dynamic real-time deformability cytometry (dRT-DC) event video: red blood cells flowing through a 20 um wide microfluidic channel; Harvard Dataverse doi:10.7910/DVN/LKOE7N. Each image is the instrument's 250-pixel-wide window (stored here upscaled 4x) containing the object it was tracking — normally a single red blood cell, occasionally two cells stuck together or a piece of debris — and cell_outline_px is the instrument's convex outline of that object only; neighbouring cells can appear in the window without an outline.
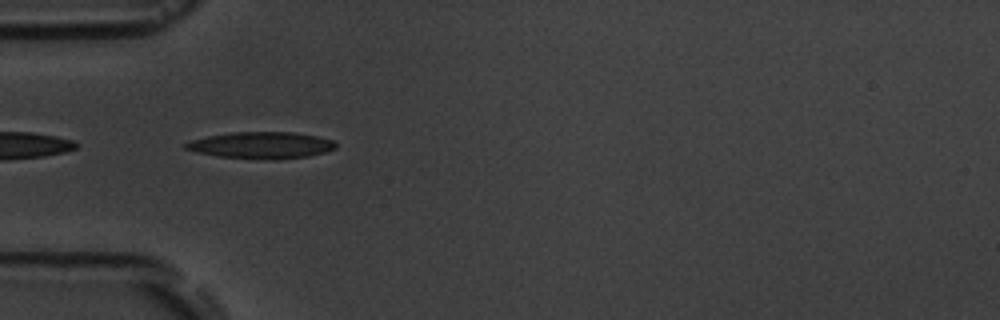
{"species": "common noctule bat (a hibernating species)", "species_latin": "Nyctalus noctula", "temperature_condition": "room temperature", "stored_images_in_passage": 10, "camera_frame_rate_fps": 3000, "um_per_image_px": 0.085, "animal": {"sex": "male", "body_mass_g": 19.5, "forearm_length_mm": 54.6}, "frame": {"image": 1, "passage_image": 5, "time_ms": 4.667, "image_size_px": [1000, 320], "cell_outline_px": [[336, 148], [324, 152], [308, 156], [276, 160], [272, 160], [216, 156], [196, 152], [184, 148], [184, 144], [188, 140], [208, 136], [232, 132], [292, 132], [316, 136], [332, 140], [336, 144]], "centroid_in_image_um": [22.17, 12.35], "position_along_channel_um": 62.8, "area_um2": 23.35}}
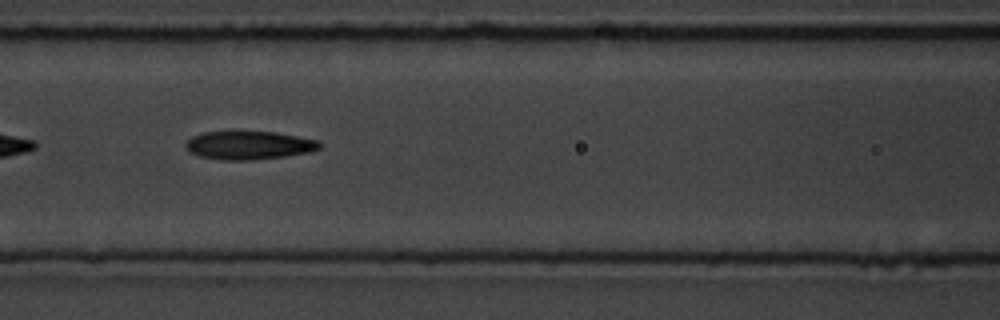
{"frame": {"image": 2, "passage_image": 7, "time_ms": 7.0, "image_size_px": [1000, 320], "cell_outline_px": [[320, 148], [308, 152], [284, 156], [248, 160], [220, 160], [200, 156], [188, 152], [184, 144], [192, 136], [204, 132], [232, 128], [276, 132], [320, 140]], "centroid_in_image_um": [21.09, 12.29], "position_along_channel_um": 145.5, "area_um2": 23.06}}
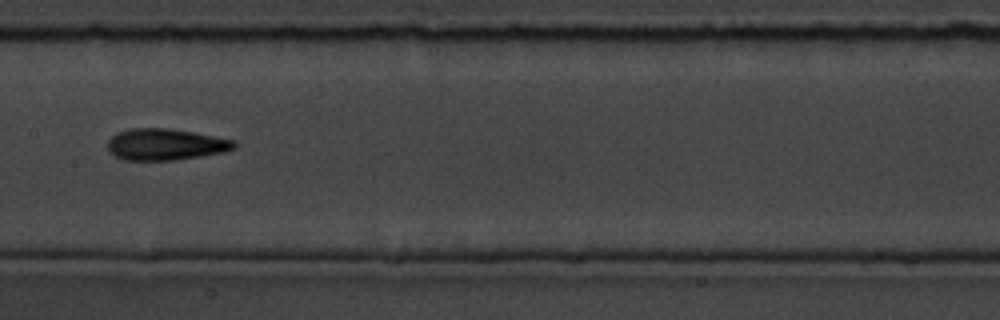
{"frame": {"image": 3, "passage_image": 8, "time_ms": 8.333, "image_size_px": [1000, 320], "cell_outline_px": [[236, 148], [224, 152], [200, 156], [172, 160], [124, 160], [116, 156], [108, 148], [108, 140], [116, 132], [128, 128], [168, 128], [192, 132], [236, 140]], "centroid_in_image_um": [14.07, 12.26], "position_along_channel_um": 193.3, "area_um2": 23.18}}